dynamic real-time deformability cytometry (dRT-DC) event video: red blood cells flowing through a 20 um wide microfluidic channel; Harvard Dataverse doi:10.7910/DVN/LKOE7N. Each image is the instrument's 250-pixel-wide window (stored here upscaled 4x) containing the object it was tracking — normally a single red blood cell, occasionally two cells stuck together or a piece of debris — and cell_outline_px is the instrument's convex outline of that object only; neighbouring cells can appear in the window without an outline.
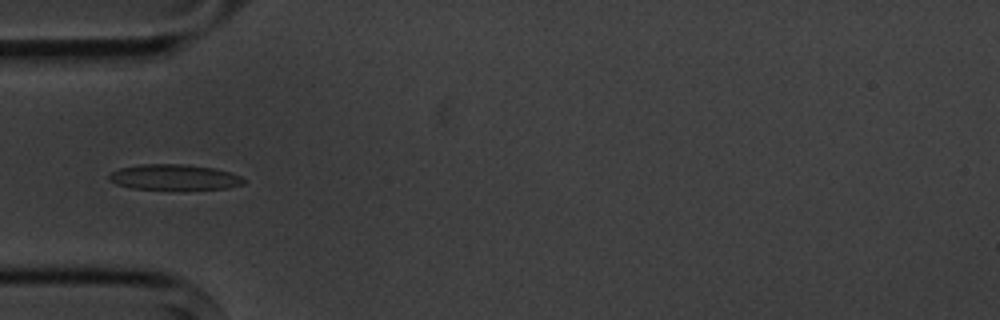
{"species": "common noctule bat (a hibernating species)", "species_latin": "Nyctalus noctula", "temperature_condition": "cold", "stored_images_in_passage": 7, "camera_frame_rate_fps": 3000, "um_per_image_px": 0.085, "animal": {"sex": "male", "body_mass_g": 20.1, "forearm_length_mm": 53.5}, "frame": {"image": 1, "passage_image": 5, "time_ms": 5.333, "image_size_px": [1000, 320], "cell_outline_px": [[244, 184], [228, 188], [132, 188], [116, 184], [108, 180], [108, 172], [120, 168], [140, 164], [184, 164], [212, 168], [228, 172], [240, 176], [244, 180]], "centroid_in_image_um": [14.73, 15.04], "position_along_channel_um": 70.3, "area_um2": 19.59}}
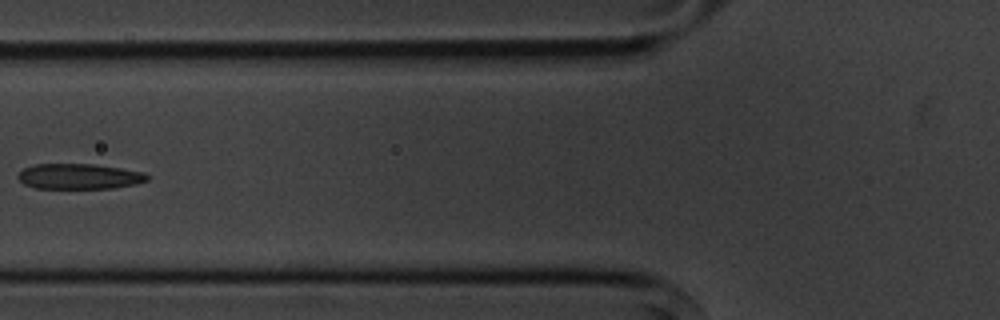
{"frame": {"image": 2, "passage_image": 6, "time_ms": 6.667, "image_size_px": [1000, 320], "cell_outline_px": [[148, 180], [136, 184], [112, 188], [36, 188], [24, 184], [16, 176], [24, 168], [36, 164], [92, 164], [120, 168], [144, 172], [148, 176]], "centroid_in_image_um": [6.73, 14.99], "position_along_channel_um": 119.1, "area_um2": 19.02}}
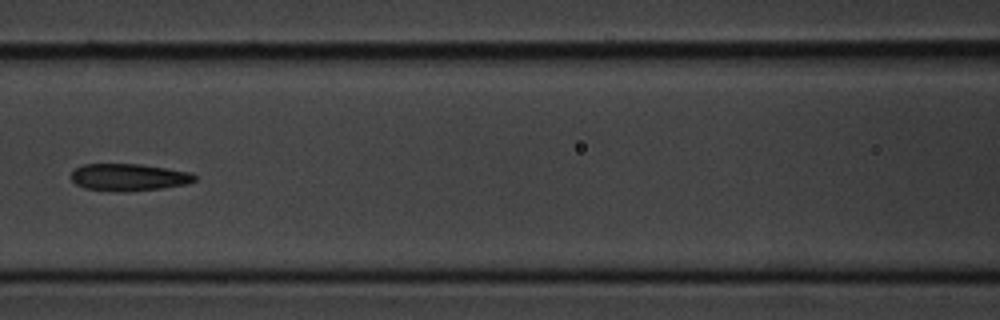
{"frame": {"image": 3, "passage_image": 7, "time_ms": 7.667, "image_size_px": [1000, 320], "cell_outline_px": [[196, 180], [188, 184], [160, 188], [116, 192], [84, 188], [76, 184], [72, 180], [72, 172], [76, 168], [84, 164], [140, 164], [168, 168], [192, 172], [196, 176]], "centroid_in_image_um": [10.97, 15.06], "position_along_channel_um": 155.6, "area_um2": 19.54}}